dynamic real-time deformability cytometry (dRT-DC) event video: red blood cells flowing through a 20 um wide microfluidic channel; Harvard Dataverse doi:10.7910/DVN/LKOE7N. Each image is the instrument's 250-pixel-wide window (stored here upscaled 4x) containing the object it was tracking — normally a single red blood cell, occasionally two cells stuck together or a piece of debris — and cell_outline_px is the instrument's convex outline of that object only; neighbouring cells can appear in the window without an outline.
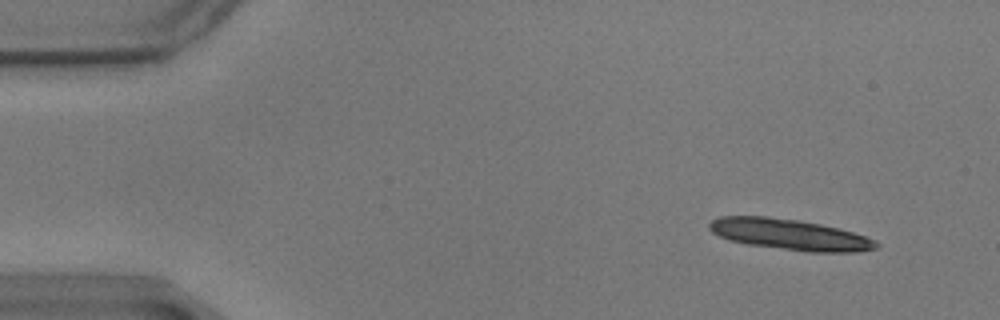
{"species": "common noctule bat (a hibernating species)", "species_latin": "Nyctalus noctula", "temperature_condition": "warm", "stored_images_in_passage": 16, "camera_frame_rate_fps": 3000, "um_per_image_px": 0.085, "animal": {"sex": "male", "body_mass_g": 17.9}, "frame": {"image": 1, "passage_image": 5, "time_ms": 1.333, "image_size_px": [1000, 320], "cell_outline_px": [[880, 248], [856, 252], [808, 252], [748, 244], [728, 240], [712, 232], [708, 228], [708, 224], [712, 220], [720, 216], [768, 216], [800, 220], [820, 224], [852, 232], [876, 240], [880, 244]], "centroid_in_image_um": [67.13, 19.93], "position_along_channel_um": 17.9, "area_um2": 30.11}}